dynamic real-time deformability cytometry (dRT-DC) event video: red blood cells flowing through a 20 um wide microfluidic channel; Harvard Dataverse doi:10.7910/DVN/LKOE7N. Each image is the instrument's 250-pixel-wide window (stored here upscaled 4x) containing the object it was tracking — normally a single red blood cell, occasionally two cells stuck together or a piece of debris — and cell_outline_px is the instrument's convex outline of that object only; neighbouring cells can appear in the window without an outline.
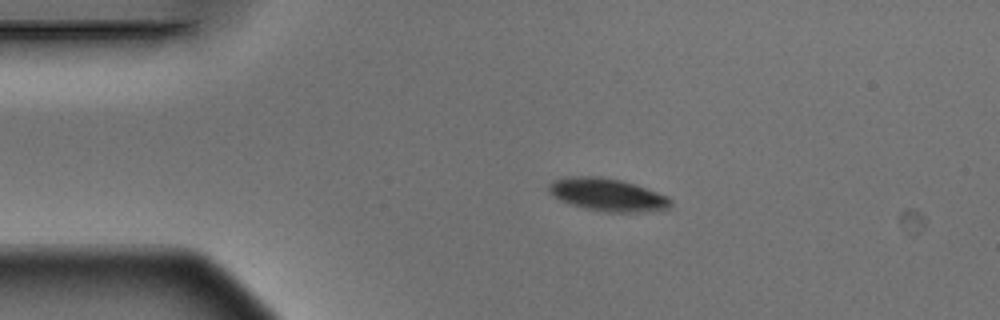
{"species": "Egyptian fruit bat (a non-hibernating species)", "species_latin": "Rousettus aegyptiacus", "temperature_condition": "warm", "stored_images_in_passage": 3, "camera_frame_rate_fps": 3000, "um_per_image_px": 0.085, "animal": {"sex": "male"}, "frame": {"image": 1, "passage_image": 1, "time_ms": 0.0, "image_size_px": [1000, 320], "cell_outline_px": [[672, 204], [668, 208], [644, 212], [608, 212], [584, 208], [568, 204], [560, 200], [548, 188], [548, 184], [552, 180], [572, 176], [600, 176], [620, 180], [636, 184], [668, 196], [672, 200]], "centroid_in_image_um": [51.66, 16.55], "position_along_channel_um": 33.3, "area_um2": 23.24}}
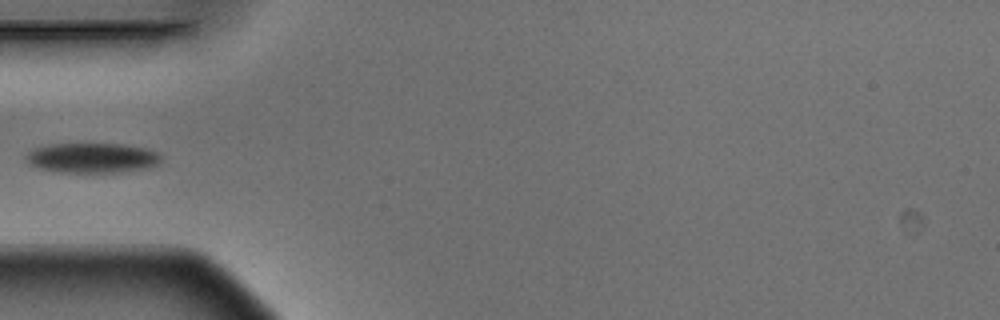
{"frame": {"image": 2, "passage_image": 3, "time_ms": 0.667, "image_size_px": [1000, 320], "cell_outline_px": [[164, 156], [160, 164], [152, 168], [120, 172], [56, 172], [40, 168], [28, 164], [24, 156], [32, 148], [52, 144], [124, 144], [148, 148], [160, 152]], "centroid_in_image_um": [7.92, 13.42], "position_along_channel_um": 77.1, "area_um2": 24.16}}